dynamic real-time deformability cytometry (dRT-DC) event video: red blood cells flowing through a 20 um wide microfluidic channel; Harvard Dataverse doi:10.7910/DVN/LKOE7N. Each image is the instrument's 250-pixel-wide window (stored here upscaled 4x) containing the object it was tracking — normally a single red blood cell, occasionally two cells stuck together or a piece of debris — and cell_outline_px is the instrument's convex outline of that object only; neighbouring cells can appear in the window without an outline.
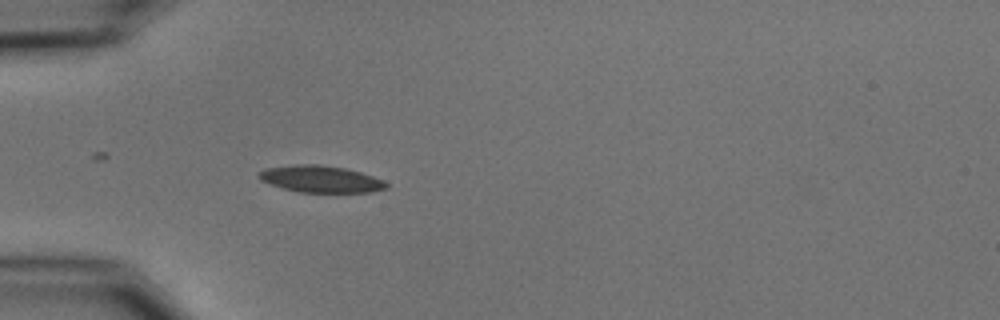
{"species": "common noctule bat (a hibernating species)", "species_latin": "Nyctalus noctula", "temperature_condition": "cold", "stored_images_in_passage": 9, "camera_frame_rate_fps": 3000, "um_per_image_px": 0.085, "animal": {"sex": "male", "body_mass_g": 15.6}, "frame": {"image": 1, "passage_image": 1, "time_ms": 0.0, "image_size_px": [1000, 320], "cell_outline_px": [[388, 188], [372, 192], [300, 192], [284, 188], [260, 180], [256, 176], [264, 168], [296, 164], [320, 164], [344, 168], [360, 172], [384, 180], [388, 184]], "centroid_in_image_um": [27.27, 15.21], "position_along_channel_um": 57.7, "area_um2": 19.88}}